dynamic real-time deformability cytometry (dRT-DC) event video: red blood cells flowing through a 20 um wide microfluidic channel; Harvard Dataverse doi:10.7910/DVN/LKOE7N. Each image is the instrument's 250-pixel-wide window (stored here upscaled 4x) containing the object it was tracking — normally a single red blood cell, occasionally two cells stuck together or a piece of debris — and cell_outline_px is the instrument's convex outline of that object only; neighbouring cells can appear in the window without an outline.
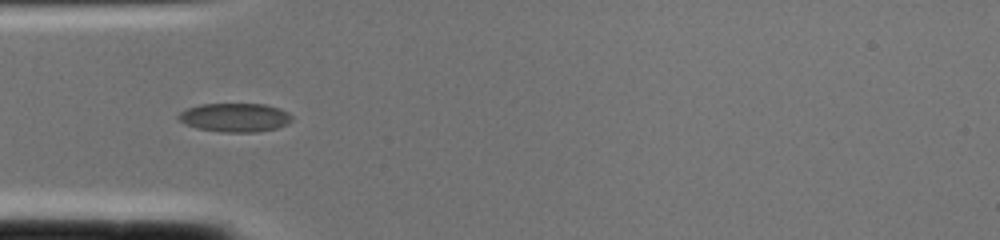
{"species": "common noctule bat (a hibernating species)", "species_latin": "Nyctalus noctula", "temperature_condition": "cold", "stored_images_in_passage": 2, "camera_frame_rate_fps": 3000, "um_per_image_px": 0.085, "animal": {"sex": "female", "body_mass_g": 22.0, "forearm_length_mm": 56.7}, "frame": {"image": 1, "passage_image": 2, "time_ms": 0.333, "image_size_px": [1000, 240], "cell_outline_px": [[292, 120], [288, 124], [276, 128], [256, 132], [220, 132], [196, 128], [184, 124], [176, 120], [176, 116], [184, 108], [200, 104], [264, 104], [280, 108], [288, 112], [292, 116]], "centroid_in_image_um": [19.92, 9.98], "position_along_channel_um": 65.1, "area_um2": 19.36}}